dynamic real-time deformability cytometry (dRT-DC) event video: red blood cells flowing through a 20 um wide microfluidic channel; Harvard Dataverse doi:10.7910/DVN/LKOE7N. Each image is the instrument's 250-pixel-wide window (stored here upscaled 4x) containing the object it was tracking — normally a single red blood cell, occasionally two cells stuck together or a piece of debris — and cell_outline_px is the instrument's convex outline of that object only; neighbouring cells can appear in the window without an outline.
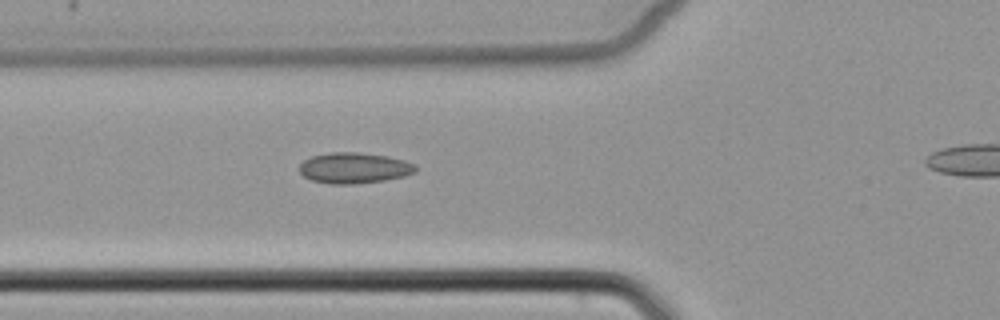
{"species": "common noctule bat (a hibernating species)", "species_latin": "Nyctalus noctula", "temperature_condition": "cold", "stored_images_in_passage": 5, "segment_of_instrument_passage": [1, 2], "camera_frame_rate_fps": 3000, "um_per_image_px": 0.085, "animal": {"sex": "female", "body_mass_g": 22.7, "forearm_length_mm": 54.2}, "frame": {"image": 1, "passage_image": 4, "time_ms": 3.333, "image_size_px": [1000, 320], "cell_outline_px": [[416, 172], [404, 176], [384, 180], [352, 184], [328, 184], [312, 180], [304, 176], [300, 172], [300, 164], [304, 160], [312, 156], [332, 152], [356, 152], [388, 156], [404, 160], [416, 164]], "centroid_in_image_um": [30.11, 14.27], "position_along_channel_um": 95.7, "area_um2": 20.81}}